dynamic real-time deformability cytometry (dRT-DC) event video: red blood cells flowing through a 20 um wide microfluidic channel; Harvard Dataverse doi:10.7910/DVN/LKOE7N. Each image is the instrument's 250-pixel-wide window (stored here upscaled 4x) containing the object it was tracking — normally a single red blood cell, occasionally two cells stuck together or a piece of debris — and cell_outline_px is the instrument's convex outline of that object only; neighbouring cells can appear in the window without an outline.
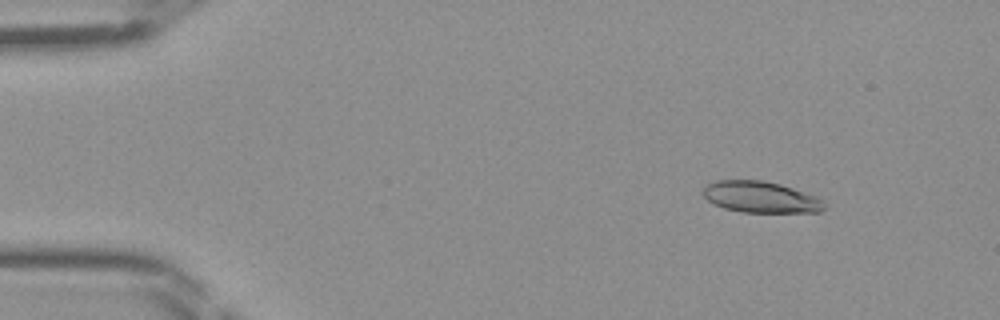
{"species": "Egyptian fruit bat (a non-hibernating species)", "species_latin": "Rousettus aegyptiacus", "temperature_condition": "room temperature", "stored_images_in_passage": 46, "camera_frame_rate_fps": 3000, "um_per_image_px": 0.085, "frame": {"image": 1, "passage_image": 6, "time_ms": 1.667, "image_size_px": [1000, 320], "cell_outline_px": [[824, 208], [820, 212], [740, 212], [724, 208], [712, 204], [700, 192], [708, 184], [716, 180], [764, 180], [780, 184], [816, 196], [824, 200]], "centroid_in_image_um": [64.63, 16.75], "position_along_channel_um": 20.4, "area_um2": 22.2}}
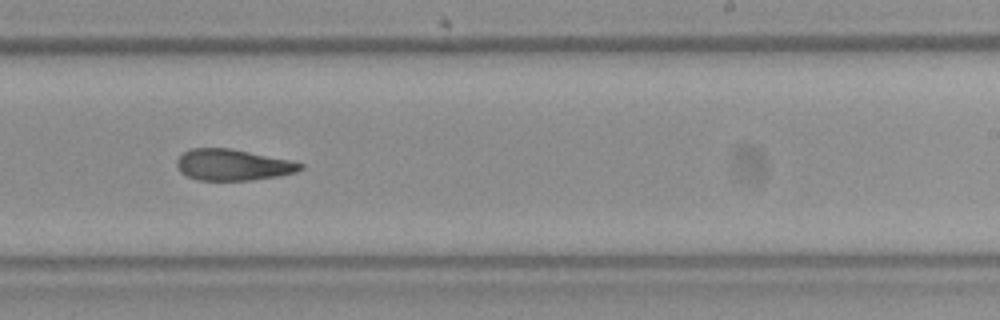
{"frame": {"image": 2, "passage_image": 29, "time_ms": 9.333, "image_size_px": [1000, 320], "cell_outline_px": [[304, 168], [296, 172], [280, 176], [252, 180], [200, 180], [188, 176], [180, 172], [176, 164], [176, 160], [184, 152], [192, 148], [228, 148], [288, 160], [304, 164]], "centroid_in_image_um": [19.78, 14.02], "position_along_channel_um": 269.2, "area_um2": 22.25}}
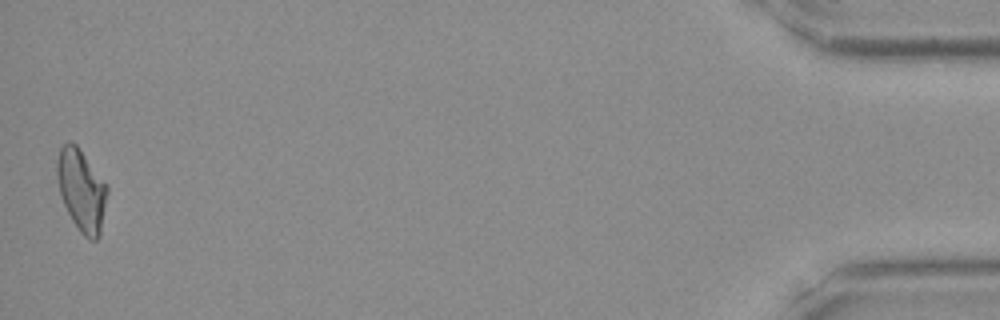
{"frame": {"image": 3, "passage_image": 46, "time_ms": 15.0, "image_size_px": [1000, 320], "cell_outline_px": [[108, 192], [100, 236], [96, 240], [88, 240], [80, 232], [72, 220], [60, 196], [56, 176], [56, 160], [60, 148], [68, 140], [76, 144], [108, 184]], "centroid_in_image_um": [6.93, 16.16], "position_along_channel_um": 428.3, "area_um2": 24.33}}